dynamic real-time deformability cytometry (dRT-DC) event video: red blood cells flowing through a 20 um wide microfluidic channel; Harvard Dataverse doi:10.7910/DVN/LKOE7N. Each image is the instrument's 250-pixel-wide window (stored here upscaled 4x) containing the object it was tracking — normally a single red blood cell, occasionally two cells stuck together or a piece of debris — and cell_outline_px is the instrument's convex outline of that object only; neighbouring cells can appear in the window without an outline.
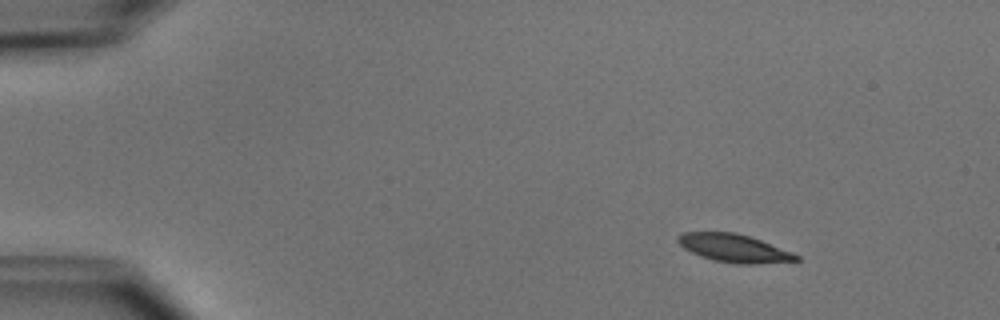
{"species": "common noctule bat (a hibernating species)", "species_latin": "Nyctalus noctula", "temperature_condition": "cold", "stored_images_in_passage": 7, "camera_frame_rate_fps": 3000, "um_per_image_px": 0.085, "animal": {"sex": "male", "body_mass_g": 15.6}, "frame": {"image": 1, "passage_image": 2, "time_ms": 1.333, "image_size_px": [1000, 320], "cell_outline_px": [[800, 260], [752, 264], [740, 264], [716, 260], [700, 256], [684, 248], [676, 240], [676, 236], [684, 232], [736, 232], [760, 240], [792, 252], [800, 256]], "centroid_in_image_um": [62.37, 21.08], "position_along_channel_um": 22.6, "area_um2": 19.07}}
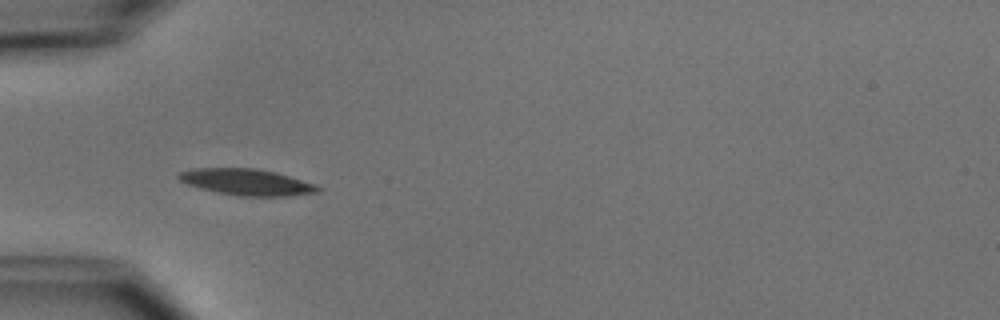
{"frame": {"image": 2, "passage_image": 5, "time_ms": 4.667, "image_size_px": [1000, 320], "cell_outline_px": [[320, 192], [284, 196], [240, 196], [216, 192], [200, 188], [188, 184], [180, 180], [176, 176], [180, 172], [196, 168], [256, 168], [276, 172], [316, 184], [320, 188]], "centroid_in_image_um": [20.98, 15.47], "position_along_channel_um": 64.0, "area_um2": 21.27}}